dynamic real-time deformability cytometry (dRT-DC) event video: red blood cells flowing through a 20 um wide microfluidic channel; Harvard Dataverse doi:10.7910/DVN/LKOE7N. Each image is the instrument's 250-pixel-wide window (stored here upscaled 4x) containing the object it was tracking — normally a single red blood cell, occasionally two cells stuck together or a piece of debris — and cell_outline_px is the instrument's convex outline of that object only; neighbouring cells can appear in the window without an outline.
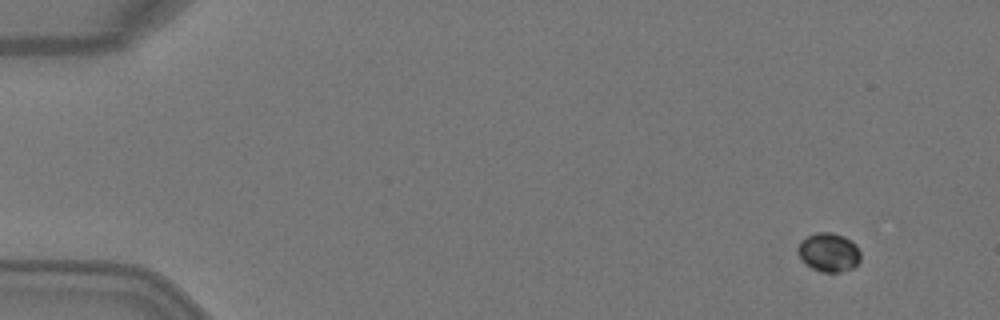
{"species": "Egyptian fruit bat (a non-hibernating species)", "species_latin": "Rousettus aegyptiacus", "temperature_condition": "warm", "stored_images_in_passage": 5, "camera_frame_rate_fps": 3000, "um_per_image_px": 0.085, "animal": {"sex": "female"}, "frame": {"image": 1, "passage_image": 1, "time_ms": 0.0, "image_size_px": [1000, 320], "cell_outline_px": [[860, 260], [852, 268], [840, 272], [820, 272], [812, 268], [800, 256], [796, 248], [808, 236], [816, 232], [832, 232], [844, 236], [852, 240], [856, 244], [860, 252]], "centroid_in_image_um": [70.48, 21.44], "position_along_channel_um": 14.5, "area_um2": 14.05}}
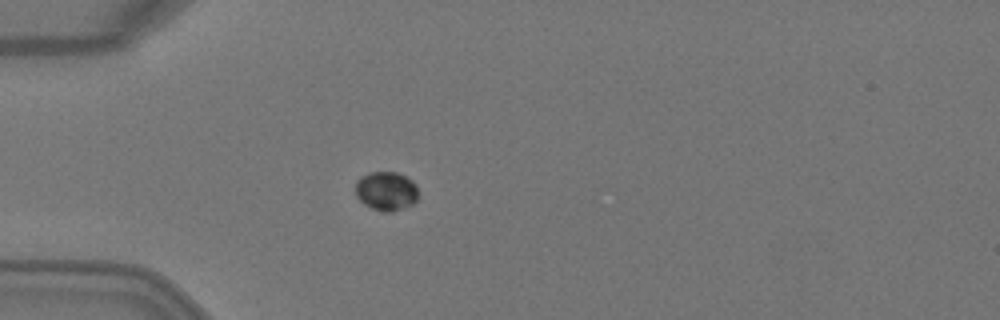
{"frame": {"image": 2, "passage_image": 4, "time_ms": 1.0, "image_size_px": [1000, 320], "cell_outline_px": [[416, 200], [412, 204], [392, 212], [384, 212], [372, 208], [364, 204], [356, 196], [356, 180], [360, 176], [372, 172], [396, 172], [412, 180], [416, 184]], "centroid_in_image_um": [32.8, 16.23], "position_along_channel_um": 52.2, "area_um2": 14.16}}